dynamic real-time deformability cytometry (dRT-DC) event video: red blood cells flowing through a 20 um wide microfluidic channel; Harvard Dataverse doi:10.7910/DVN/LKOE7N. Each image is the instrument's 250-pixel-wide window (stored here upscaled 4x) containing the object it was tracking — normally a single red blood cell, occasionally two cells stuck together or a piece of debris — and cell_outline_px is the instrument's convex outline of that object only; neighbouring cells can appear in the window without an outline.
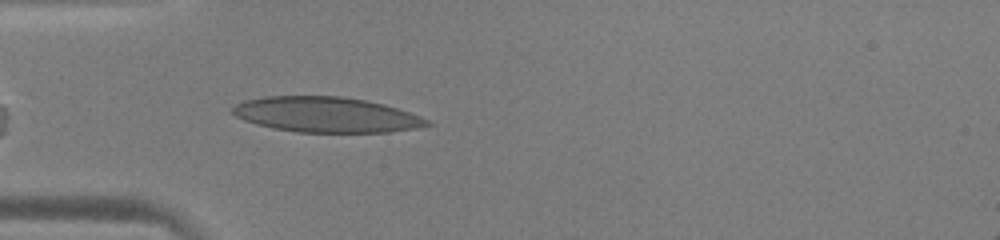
{"species": "human", "species_latin": "Homo sapiens", "temperature_condition": "warm", "stored_images_in_passage": 40, "camera_frame_rate_fps": 3000, "um_per_image_px": 0.085, "donor": {"sex": "male"}, "frame": {"image": 1, "passage_image": 5, "time_ms": 1.333, "image_size_px": [1000, 240], "cell_outline_px": [[432, 124], [416, 128], [388, 132], [296, 132], [272, 128], [256, 124], [244, 120], [236, 116], [232, 112], [232, 108], [236, 104], [244, 100], [264, 96], [340, 96], [364, 100], [384, 104], [420, 116], [428, 120]], "centroid_in_image_um": [27.69, 9.74], "position_along_channel_um": 57.3, "area_um2": 39.88}}
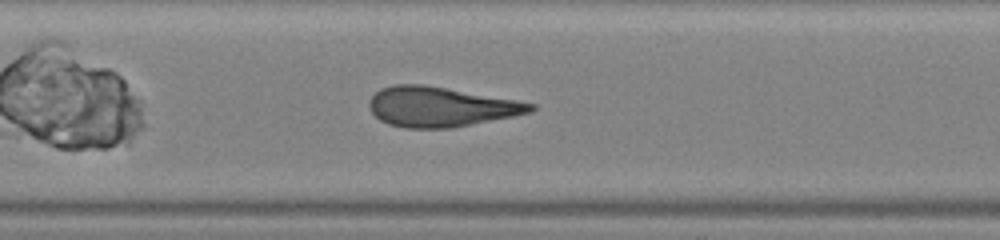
{"frame": {"image": 2, "passage_image": 14, "time_ms": 4.333, "image_size_px": [1000, 240], "cell_outline_px": [[536, 108], [532, 112], [452, 128], [404, 128], [388, 124], [380, 120], [372, 112], [368, 104], [368, 100], [380, 88], [392, 84], [424, 84], [516, 100], [536, 104]], "centroid_in_image_um": [37.42, 9.07], "position_along_channel_um": 170.0, "area_um2": 37.45}}
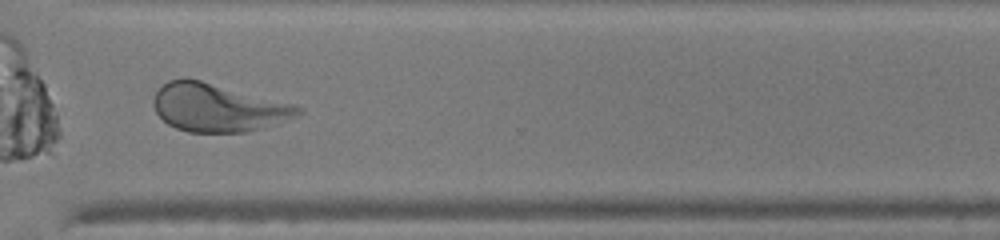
{"frame": {"image": 3, "passage_image": 28, "time_ms": 9.0, "image_size_px": [1000, 240], "cell_outline_px": [[304, 112], [296, 116], [248, 132], [188, 132], [176, 128], [168, 124], [156, 112], [152, 100], [156, 92], [168, 80], [184, 76], [200, 80], [292, 104], [304, 108]], "centroid_in_image_um": [18.47, 9.14], "position_along_channel_um": 352.1, "area_um2": 40.06}}